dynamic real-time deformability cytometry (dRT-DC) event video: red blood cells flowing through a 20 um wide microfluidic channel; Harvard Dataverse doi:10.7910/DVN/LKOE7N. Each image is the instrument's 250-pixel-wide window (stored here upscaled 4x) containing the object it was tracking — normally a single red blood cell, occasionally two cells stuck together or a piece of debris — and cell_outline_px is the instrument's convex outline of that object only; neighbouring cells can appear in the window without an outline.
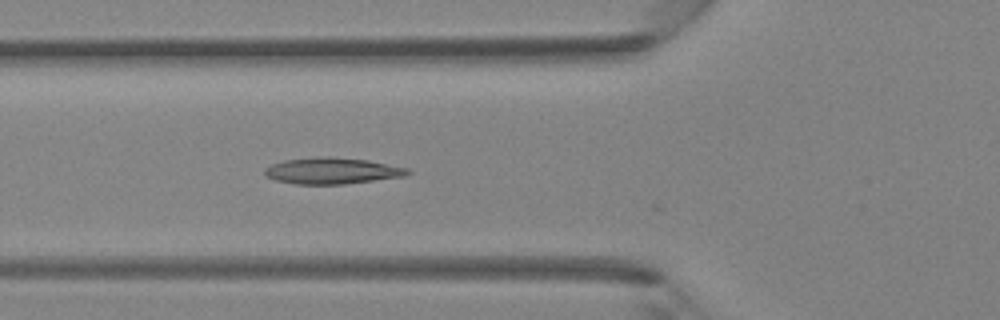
{"species": "Egyptian fruit bat (a non-hibernating species)", "species_latin": "Rousettus aegyptiacus", "temperature_condition": "room temperature", "stored_images_in_passage": 18, "camera_frame_rate_fps": 3000, "um_per_image_px": 0.085, "animal": {"sex": "female"}, "frame": {"image": 1, "passage_image": 15, "time_ms": 4.667, "image_size_px": [1000, 320], "cell_outline_px": [[412, 172], [404, 176], [344, 184], [296, 184], [276, 180], [264, 176], [264, 168], [272, 164], [284, 160], [328, 156], [332, 156], [368, 160], [408, 168]], "centroid_in_image_um": [28.21, 14.51], "position_along_channel_um": 97.6, "area_um2": 21.85}}
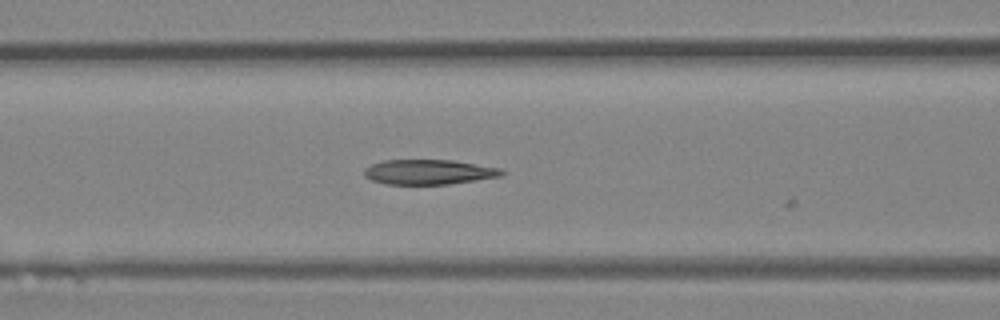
{"frame": {"image": 2, "passage_image": 17, "time_ms": 5.333, "image_size_px": [1000, 320], "cell_outline_px": [[504, 176], [448, 184], [384, 184], [372, 180], [364, 176], [364, 168], [372, 164], [384, 160], [452, 160], [500, 168], [504, 172]], "centroid_in_image_um": [36.44, 14.62], "position_along_channel_um": 130.2, "area_um2": 19.94}}